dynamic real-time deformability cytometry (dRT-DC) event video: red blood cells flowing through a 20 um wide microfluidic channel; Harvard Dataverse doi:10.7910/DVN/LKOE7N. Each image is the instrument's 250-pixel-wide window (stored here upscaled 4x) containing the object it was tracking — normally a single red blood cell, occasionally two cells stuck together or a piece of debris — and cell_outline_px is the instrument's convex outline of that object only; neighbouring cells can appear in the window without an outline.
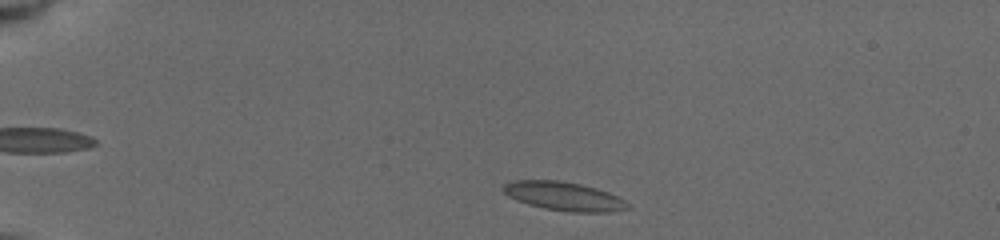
{"species": "common noctule bat (a hibernating species)", "species_latin": "Nyctalus noctula", "temperature_condition": "cold", "stored_images_in_passage": 13, "camera_frame_rate_fps": 3000, "um_per_image_px": 0.085, "animal": {"sex": "female", "body_mass_g": 19.5, "forearm_length_mm": 54.1}, "frame": {"image": 1, "passage_image": 3, "time_ms": 0.667, "image_size_px": [1000, 240], "cell_outline_px": [[632, 208], [612, 212], [568, 212], [544, 208], [528, 204], [516, 200], [508, 196], [500, 188], [504, 184], [516, 180], [560, 180], [580, 184], [596, 188], [608, 192], [624, 200]], "centroid_in_image_um": [47.93, 16.68], "position_along_channel_um": 37.1, "area_um2": 20.92}}
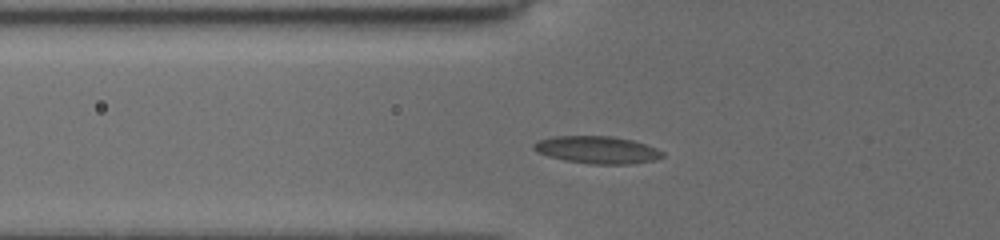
{"frame": {"image": 2, "passage_image": 12, "time_ms": 3.333, "image_size_px": [1000, 240], "cell_outline_px": [[664, 156], [652, 160], [632, 164], [588, 164], [564, 160], [548, 156], [536, 152], [532, 148], [532, 144], [540, 140], [552, 136], [612, 136], [632, 140], [656, 148], [664, 152]], "centroid_in_image_um": [50.72, 12.74], "position_along_channel_um": 75.1, "area_um2": 20.58}}